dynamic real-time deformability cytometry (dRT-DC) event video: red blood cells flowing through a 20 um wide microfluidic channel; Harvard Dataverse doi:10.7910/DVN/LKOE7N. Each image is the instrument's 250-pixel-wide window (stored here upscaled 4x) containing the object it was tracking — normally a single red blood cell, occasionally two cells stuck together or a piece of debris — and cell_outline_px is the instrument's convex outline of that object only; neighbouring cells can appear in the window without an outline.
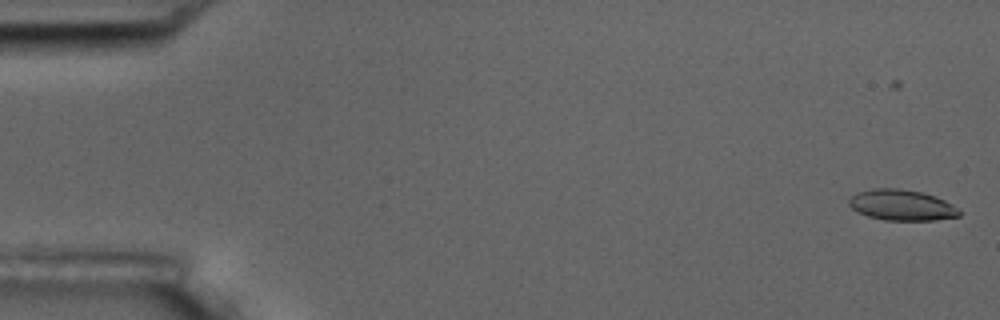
{"species": "common noctule bat (a hibernating species)", "species_latin": "Nyctalus noctula", "temperature_condition": "room temperature", "stored_images_in_passage": 5, "camera_frame_rate_fps": 3000, "um_per_image_px": 0.085, "animal": {"sex": "male", "body_mass_g": 17.5, "forearm_length_mm": 52.3}, "frame": {"image": 1, "passage_image": 2, "time_ms": 1.333, "image_size_px": [1000, 320], "cell_outline_px": [[960, 216], [936, 220], [884, 220], [868, 216], [856, 212], [848, 204], [848, 200], [856, 192], [872, 188], [900, 188], [920, 192], [936, 196], [952, 204], [960, 212]], "centroid_in_image_um": [76.61, 17.43], "position_along_channel_um": 8.4, "area_um2": 19.88}}